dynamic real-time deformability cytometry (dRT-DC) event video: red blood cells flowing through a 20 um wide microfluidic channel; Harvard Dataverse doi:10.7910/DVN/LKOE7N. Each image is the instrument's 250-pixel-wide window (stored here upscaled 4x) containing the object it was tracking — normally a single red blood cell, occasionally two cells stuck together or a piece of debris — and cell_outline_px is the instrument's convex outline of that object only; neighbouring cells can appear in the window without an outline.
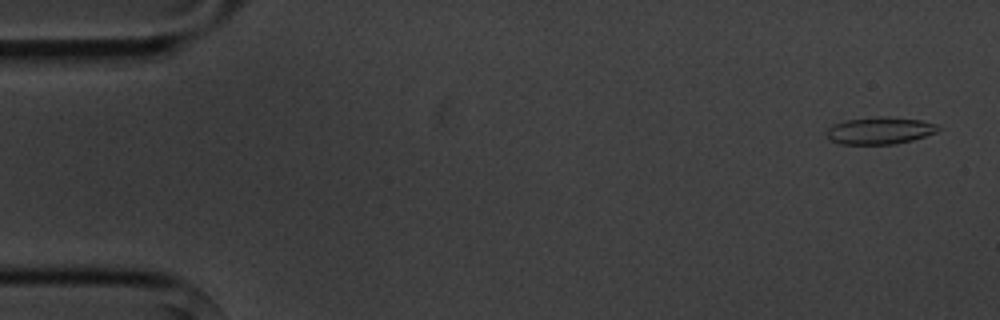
{"species": "common noctule bat (a hibernating species)", "species_latin": "Nyctalus noctula", "temperature_condition": "cold", "stored_images_in_passage": 5, "camera_frame_rate_fps": 3000, "um_per_image_px": 0.085, "animal": {"sex": "male", "body_mass_g": 20.1, "forearm_length_mm": 53.5}, "frame": {"image": 1, "passage_image": 1, "time_ms": 0.0, "image_size_px": [1000, 320], "cell_outline_px": [[940, 128], [936, 132], [912, 140], [896, 144], [840, 144], [828, 140], [824, 132], [832, 124], [848, 120], [880, 116], [884, 116], [920, 120], [936, 124]], "centroid_in_image_um": [74.72, 11.11], "position_along_channel_um": 10.3, "area_um2": 17.69}}
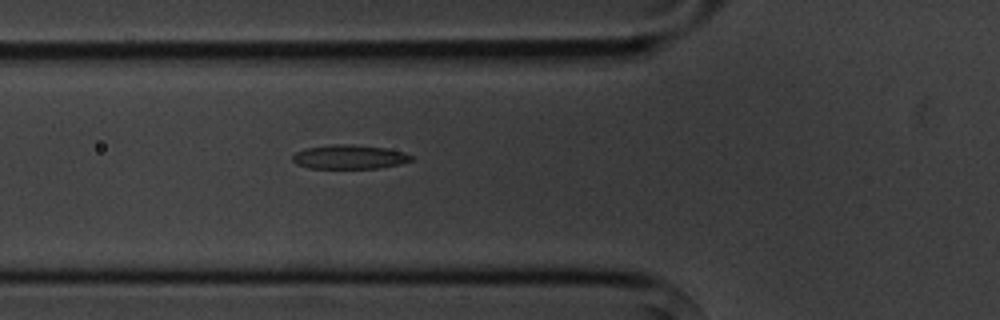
{"frame": {"image": 2, "passage_image": 5, "time_ms": 5.667, "image_size_px": [1000, 320], "cell_outline_px": [[412, 160], [400, 164], [376, 168], [308, 168], [296, 164], [292, 160], [292, 156], [296, 152], [304, 148], [332, 144], [352, 144], [384, 148], [404, 152], [412, 156]], "centroid_in_image_um": [29.65, 13.33], "position_along_channel_um": 96.1, "area_um2": 16.65}}